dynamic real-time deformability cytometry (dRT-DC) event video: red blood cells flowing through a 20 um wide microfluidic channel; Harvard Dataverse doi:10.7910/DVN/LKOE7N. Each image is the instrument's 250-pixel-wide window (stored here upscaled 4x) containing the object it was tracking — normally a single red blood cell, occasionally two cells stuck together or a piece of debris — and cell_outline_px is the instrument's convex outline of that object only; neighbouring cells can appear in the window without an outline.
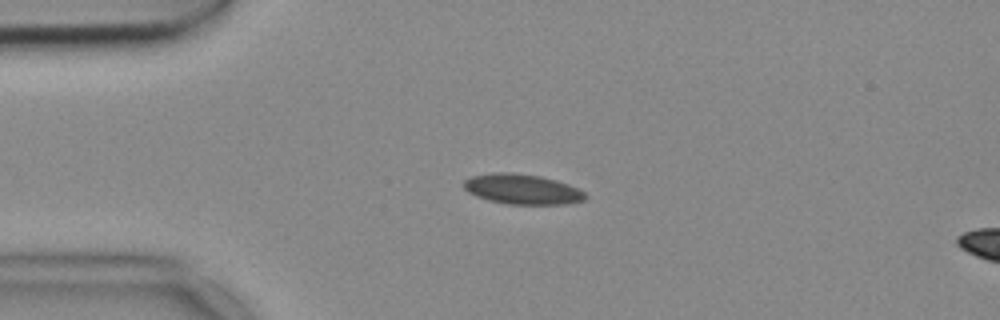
{"species": "common noctule bat (a hibernating species)", "species_latin": "Nyctalus noctula", "temperature_condition": "cold", "stored_images_in_passage": 42, "camera_frame_rate_fps": 3000, "um_per_image_px": 0.085, "animal": {"sex": "female", "body_mass_g": 18.4}, "frame": {"image": 1, "passage_image": 1, "time_ms": 0.0, "image_size_px": [1000, 320], "cell_outline_px": [[584, 200], [564, 204], [508, 204], [488, 200], [476, 196], [468, 192], [464, 188], [464, 180], [472, 176], [492, 172], [512, 172], [540, 176], [556, 180], [576, 188], [584, 192]], "centroid_in_image_um": [44.33, 16.07], "position_along_channel_um": 40.7, "area_um2": 21.15}}
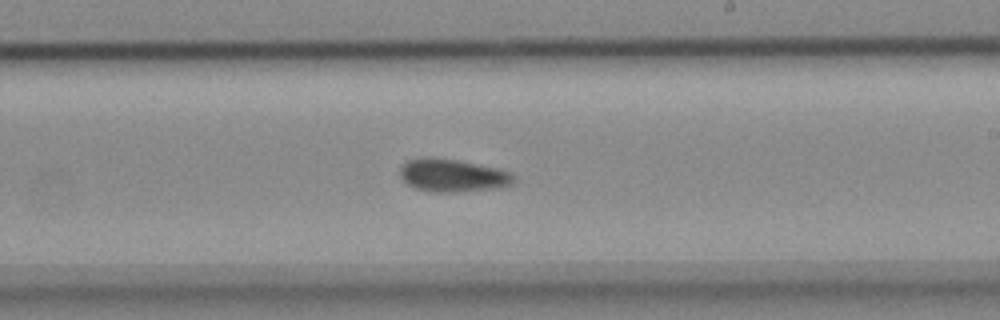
{"frame": {"image": 2, "passage_image": 20, "time_ms": 6.333, "image_size_px": [1000, 320], "cell_outline_px": [[516, 176], [512, 184], [492, 188], [456, 192], [436, 192], [416, 188], [408, 184], [400, 176], [400, 168], [408, 160], [424, 156], [428, 156], [456, 160], [496, 168], [508, 172]], "centroid_in_image_um": [38.43, 14.9], "position_along_channel_um": 250.6, "area_um2": 21.44}}
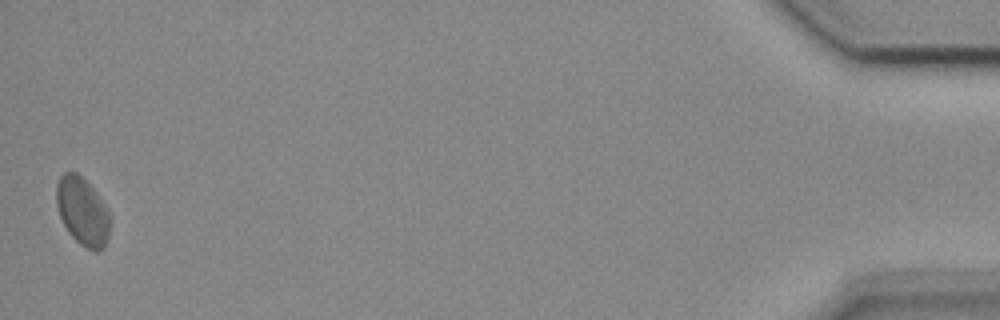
{"frame": {"image": 3, "passage_image": 42, "time_ms": 13.667, "image_size_px": [1000, 320], "cell_outline_px": [[108, 236], [104, 248], [96, 252], [84, 248], [68, 232], [60, 216], [56, 204], [56, 184], [60, 176], [64, 172], [76, 172], [92, 188], [108, 208]], "centroid_in_image_um": [6.99, 17.98], "position_along_channel_um": 428.2, "area_um2": 21.04}}